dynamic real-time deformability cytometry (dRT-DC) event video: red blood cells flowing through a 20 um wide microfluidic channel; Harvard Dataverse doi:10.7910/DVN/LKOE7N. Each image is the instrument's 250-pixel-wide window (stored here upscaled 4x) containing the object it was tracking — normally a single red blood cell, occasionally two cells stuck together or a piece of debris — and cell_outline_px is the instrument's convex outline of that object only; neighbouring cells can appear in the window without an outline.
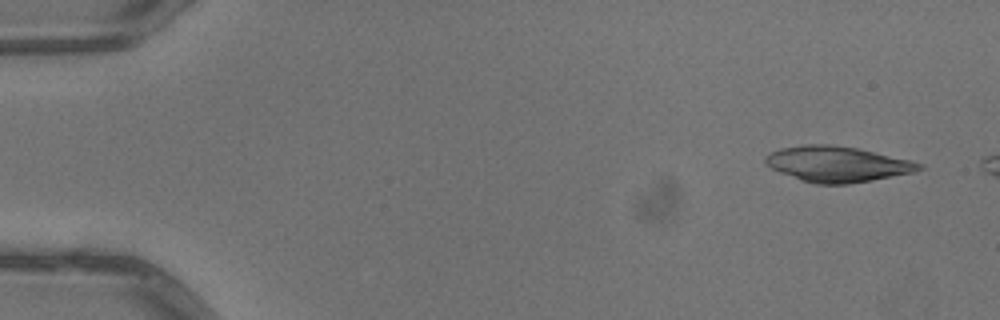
{"species": "common noctule bat (a hibernating species)", "species_latin": "Nyctalus noctula", "temperature_condition": "warm", "stored_images_in_passage": 6, "camera_frame_rate_fps": 3000, "um_per_image_px": 0.085, "animal": {"sex": "male", "body_mass_g": 13.3}, "frame": {"image": 1, "passage_image": 1, "time_ms": 0.0, "image_size_px": [1000, 320], "cell_outline_px": [[924, 168], [916, 172], [872, 180], [848, 184], [816, 184], [800, 180], [780, 172], [764, 164], [764, 156], [768, 152], [780, 148], [804, 144], [832, 144], [856, 148], [912, 160], [924, 164]], "centroid_in_image_um": [71.16, 13.94], "position_along_channel_um": 13.8, "area_um2": 32.19}}
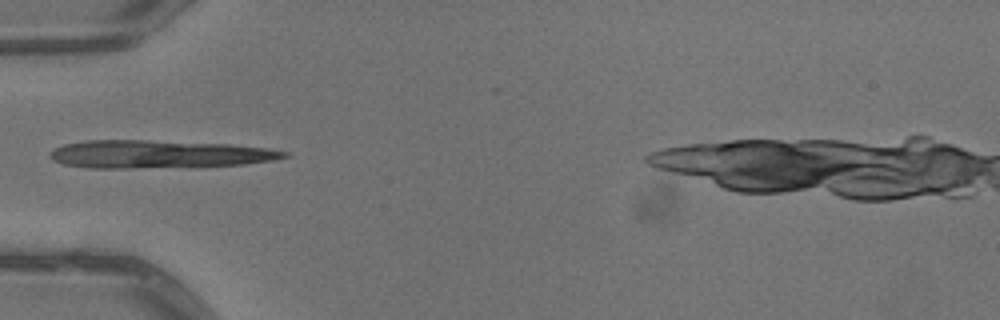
{"frame": {"image": 2, "passage_image": 5, "time_ms": 1.333, "image_size_px": [1000, 320], "cell_outline_px": [[292, 156], [272, 160], [244, 164], [124, 168], [88, 168], [64, 164], [52, 160], [48, 156], [56, 148], [64, 144], [88, 140], [144, 140], [228, 144], [268, 148], [288, 152]], "centroid_in_image_um": [13.48, 13.1], "position_along_channel_um": 71.5, "area_um2": 37.63}}
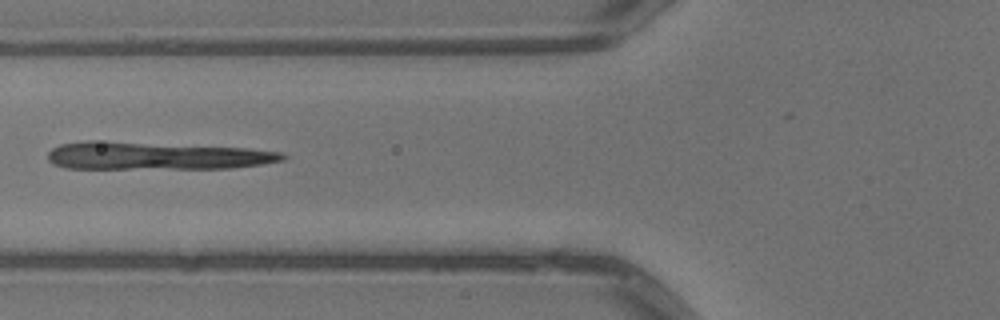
{"frame": {"image": 3, "passage_image": 6, "time_ms": 1.667, "image_size_px": [1000, 320], "cell_outline_px": [[288, 156], [284, 160], [260, 164], [228, 168], [64, 168], [52, 164], [48, 160], [48, 152], [52, 148], [60, 144], [84, 140], [92, 140], [248, 148], [280, 152]], "centroid_in_image_um": [13.2, 13.23], "position_along_channel_um": 112.6, "area_um2": 37.8}}